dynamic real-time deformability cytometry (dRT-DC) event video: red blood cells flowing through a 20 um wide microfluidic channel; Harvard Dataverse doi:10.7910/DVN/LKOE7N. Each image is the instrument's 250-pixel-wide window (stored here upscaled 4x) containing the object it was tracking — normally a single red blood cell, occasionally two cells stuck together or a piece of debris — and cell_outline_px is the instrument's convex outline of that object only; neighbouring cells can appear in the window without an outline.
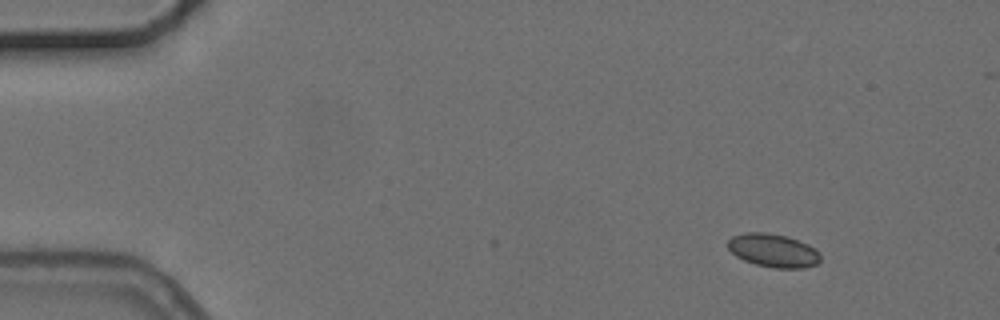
{"species": "common noctule bat (a hibernating species)", "species_latin": "Nyctalus noctula", "temperature_condition": "cold", "stored_images_in_passage": 3, "camera_frame_rate_fps": 3000, "um_per_image_px": 0.085, "animal": {"sex": "female", "body_mass_g": 24.6, "forearm_length_mm": 56.2}, "frame": {"image": 1, "passage_image": 1, "time_ms": 0.0, "image_size_px": [1000, 320], "cell_outline_px": [[820, 260], [816, 264], [804, 268], [776, 268], [756, 264], [744, 260], [736, 256], [728, 248], [728, 240], [732, 236], [748, 232], [768, 232], [784, 236], [808, 244], [816, 248], [820, 252]], "centroid_in_image_um": [65.74, 21.29], "position_along_channel_um": 19.3, "area_um2": 17.92}}